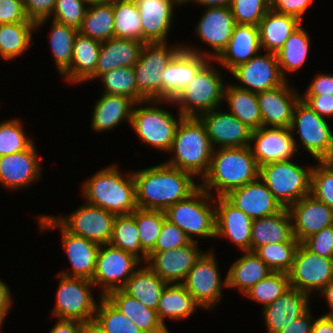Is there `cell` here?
<instances>
[{
	"label": "cell",
	"mask_w": 333,
	"mask_h": 333,
	"mask_svg": "<svg viewBox=\"0 0 333 333\" xmlns=\"http://www.w3.org/2000/svg\"><path fill=\"white\" fill-rule=\"evenodd\" d=\"M105 298L144 333H170L159 320L156 310L146 307L123 289L112 291Z\"/></svg>",
	"instance_id": "cell-34"
},
{
	"label": "cell",
	"mask_w": 333,
	"mask_h": 333,
	"mask_svg": "<svg viewBox=\"0 0 333 333\" xmlns=\"http://www.w3.org/2000/svg\"><path fill=\"white\" fill-rule=\"evenodd\" d=\"M216 200V201H215ZM215 205V237H225L240 250L251 251L252 219L225 197H217Z\"/></svg>",
	"instance_id": "cell-24"
},
{
	"label": "cell",
	"mask_w": 333,
	"mask_h": 333,
	"mask_svg": "<svg viewBox=\"0 0 333 333\" xmlns=\"http://www.w3.org/2000/svg\"><path fill=\"white\" fill-rule=\"evenodd\" d=\"M175 155L165 163L195 176L207 174L214 148L205 125L197 117H184L175 133L171 150Z\"/></svg>",
	"instance_id": "cell-4"
},
{
	"label": "cell",
	"mask_w": 333,
	"mask_h": 333,
	"mask_svg": "<svg viewBox=\"0 0 333 333\" xmlns=\"http://www.w3.org/2000/svg\"><path fill=\"white\" fill-rule=\"evenodd\" d=\"M33 22L28 19L24 5L15 0H0V24Z\"/></svg>",
	"instance_id": "cell-60"
},
{
	"label": "cell",
	"mask_w": 333,
	"mask_h": 333,
	"mask_svg": "<svg viewBox=\"0 0 333 333\" xmlns=\"http://www.w3.org/2000/svg\"><path fill=\"white\" fill-rule=\"evenodd\" d=\"M109 244L133 254L142 264L146 262L148 254L141 247L135 210L131 214L115 216Z\"/></svg>",
	"instance_id": "cell-44"
},
{
	"label": "cell",
	"mask_w": 333,
	"mask_h": 333,
	"mask_svg": "<svg viewBox=\"0 0 333 333\" xmlns=\"http://www.w3.org/2000/svg\"><path fill=\"white\" fill-rule=\"evenodd\" d=\"M57 320V324L51 328L49 333H80L81 321L68 319Z\"/></svg>",
	"instance_id": "cell-64"
},
{
	"label": "cell",
	"mask_w": 333,
	"mask_h": 333,
	"mask_svg": "<svg viewBox=\"0 0 333 333\" xmlns=\"http://www.w3.org/2000/svg\"><path fill=\"white\" fill-rule=\"evenodd\" d=\"M290 287L289 276L283 272H271L266 278L253 285L244 294L251 300L263 304V308L274 302Z\"/></svg>",
	"instance_id": "cell-51"
},
{
	"label": "cell",
	"mask_w": 333,
	"mask_h": 333,
	"mask_svg": "<svg viewBox=\"0 0 333 333\" xmlns=\"http://www.w3.org/2000/svg\"><path fill=\"white\" fill-rule=\"evenodd\" d=\"M143 42L134 39L112 37L101 43L95 73L88 79H95L115 68L134 67L139 60Z\"/></svg>",
	"instance_id": "cell-30"
},
{
	"label": "cell",
	"mask_w": 333,
	"mask_h": 333,
	"mask_svg": "<svg viewBox=\"0 0 333 333\" xmlns=\"http://www.w3.org/2000/svg\"><path fill=\"white\" fill-rule=\"evenodd\" d=\"M287 81L276 88L257 92L262 127L290 128L295 104L300 95Z\"/></svg>",
	"instance_id": "cell-23"
},
{
	"label": "cell",
	"mask_w": 333,
	"mask_h": 333,
	"mask_svg": "<svg viewBox=\"0 0 333 333\" xmlns=\"http://www.w3.org/2000/svg\"><path fill=\"white\" fill-rule=\"evenodd\" d=\"M132 174L136 182V204L139 209L165 211L186 199L200 186L191 173L165 162Z\"/></svg>",
	"instance_id": "cell-1"
},
{
	"label": "cell",
	"mask_w": 333,
	"mask_h": 333,
	"mask_svg": "<svg viewBox=\"0 0 333 333\" xmlns=\"http://www.w3.org/2000/svg\"><path fill=\"white\" fill-rule=\"evenodd\" d=\"M134 107L135 102L126 96L103 93L93 108L92 129L96 132L112 130L125 119L130 124Z\"/></svg>",
	"instance_id": "cell-33"
},
{
	"label": "cell",
	"mask_w": 333,
	"mask_h": 333,
	"mask_svg": "<svg viewBox=\"0 0 333 333\" xmlns=\"http://www.w3.org/2000/svg\"><path fill=\"white\" fill-rule=\"evenodd\" d=\"M15 1L21 2L23 5L25 3V0H15Z\"/></svg>",
	"instance_id": "cell-73"
},
{
	"label": "cell",
	"mask_w": 333,
	"mask_h": 333,
	"mask_svg": "<svg viewBox=\"0 0 333 333\" xmlns=\"http://www.w3.org/2000/svg\"><path fill=\"white\" fill-rule=\"evenodd\" d=\"M115 214L87 202L67 217L55 219L70 233L99 245L110 241Z\"/></svg>",
	"instance_id": "cell-17"
},
{
	"label": "cell",
	"mask_w": 333,
	"mask_h": 333,
	"mask_svg": "<svg viewBox=\"0 0 333 333\" xmlns=\"http://www.w3.org/2000/svg\"><path fill=\"white\" fill-rule=\"evenodd\" d=\"M209 60L172 100L179 105L183 117H199L201 114L220 107L223 102L225 84ZM216 69V70H215Z\"/></svg>",
	"instance_id": "cell-5"
},
{
	"label": "cell",
	"mask_w": 333,
	"mask_h": 333,
	"mask_svg": "<svg viewBox=\"0 0 333 333\" xmlns=\"http://www.w3.org/2000/svg\"><path fill=\"white\" fill-rule=\"evenodd\" d=\"M202 254L198 241H191L176 249L151 251L145 264L167 284H180Z\"/></svg>",
	"instance_id": "cell-19"
},
{
	"label": "cell",
	"mask_w": 333,
	"mask_h": 333,
	"mask_svg": "<svg viewBox=\"0 0 333 333\" xmlns=\"http://www.w3.org/2000/svg\"><path fill=\"white\" fill-rule=\"evenodd\" d=\"M140 264L141 261L131 253L109 243L100 245L91 281L94 286L102 288L99 295L105 297L112 291L123 289Z\"/></svg>",
	"instance_id": "cell-12"
},
{
	"label": "cell",
	"mask_w": 333,
	"mask_h": 333,
	"mask_svg": "<svg viewBox=\"0 0 333 333\" xmlns=\"http://www.w3.org/2000/svg\"><path fill=\"white\" fill-rule=\"evenodd\" d=\"M280 242H298L294 237L292 220L287 208L252 221V252L260 246Z\"/></svg>",
	"instance_id": "cell-32"
},
{
	"label": "cell",
	"mask_w": 333,
	"mask_h": 333,
	"mask_svg": "<svg viewBox=\"0 0 333 333\" xmlns=\"http://www.w3.org/2000/svg\"><path fill=\"white\" fill-rule=\"evenodd\" d=\"M55 4L56 0H25V13L29 20L36 23V30L50 18Z\"/></svg>",
	"instance_id": "cell-58"
},
{
	"label": "cell",
	"mask_w": 333,
	"mask_h": 333,
	"mask_svg": "<svg viewBox=\"0 0 333 333\" xmlns=\"http://www.w3.org/2000/svg\"><path fill=\"white\" fill-rule=\"evenodd\" d=\"M220 276L214 253L207 251L196 261L181 284L201 307L213 310L221 300L222 285L227 286V278L222 282Z\"/></svg>",
	"instance_id": "cell-13"
},
{
	"label": "cell",
	"mask_w": 333,
	"mask_h": 333,
	"mask_svg": "<svg viewBox=\"0 0 333 333\" xmlns=\"http://www.w3.org/2000/svg\"><path fill=\"white\" fill-rule=\"evenodd\" d=\"M290 128L261 127L252 131L250 149L259 167L285 160H292L298 152L297 142ZM254 144V147H253Z\"/></svg>",
	"instance_id": "cell-20"
},
{
	"label": "cell",
	"mask_w": 333,
	"mask_h": 333,
	"mask_svg": "<svg viewBox=\"0 0 333 333\" xmlns=\"http://www.w3.org/2000/svg\"><path fill=\"white\" fill-rule=\"evenodd\" d=\"M98 78L104 84L103 93L126 96L135 103L146 100L137 90L134 67L115 68Z\"/></svg>",
	"instance_id": "cell-47"
},
{
	"label": "cell",
	"mask_w": 333,
	"mask_h": 333,
	"mask_svg": "<svg viewBox=\"0 0 333 333\" xmlns=\"http://www.w3.org/2000/svg\"><path fill=\"white\" fill-rule=\"evenodd\" d=\"M229 268L226 278L228 288H237L243 295L253 285L266 278L272 271L255 252L245 251Z\"/></svg>",
	"instance_id": "cell-37"
},
{
	"label": "cell",
	"mask_w": 333,
	"mask_h": 333,
	"mask_svg": "<svg viewBox=\"0 0 333 333\" xmlns=\"http://www.w3.org/2000/svg\"><path fill=\"white\" fill-rule=\"evenodd\" d=\"M311 333H333V315H322L315 319Z\"/></svg>",
	"instance_id": "cell-66"
},
{
	"label": "cell",
	"mask_w": 333,
	"mask_h": 333,
	"mask_svg": "<svg viewBox=\"0 0 333 333\" xmlns=\"http://www.w3.org/2000/svg\"><path fill=\"white\" fill-rule=\"evenodd\" d=\"M147 102L154 105L142 107ZM162 102L173 104V101L169 99L144 100L135 103L136 108H133L130 125L142 142L150 144L160 151L169 152L173 144L176 129L184 117L179 113V119H175L167 110L165 111V109L155 106L159 103L162 104Z\"/></svg>",
	"instance_id": "cell-6"
},
{
	"label": "cell",
	"mask_w": 333,
	"mask_h": 333,
	"mask_svg": "<svg viewBox=\"0 0 333 333\" xmlns=\"http://www.w3.org/2000/svg\"><path fill=\"white\" fill-rule=\"evenodd\" d=\"M34 143L26 150L0 157V183L11 190L28 187L41 174Z\"/></svg>",
	"instance_id": "cell-26"
},
{
	"label": "cell",
	"mask_w": 333,
	"mask_h": 333,
	"mask_svg": "<svg viewBox=\"0 0 333 333\" xmlns=\"http://www.w3.org/2000/svg\"><path fill=\"white\" fill-rule=\"evenodd\" d=\"M12 296L8 286L0 280V317L5 319L11 308Z\"/></svg>",
	"instance_id": "cell-65"
},
{
	"label": "cell",
	"mask_w": 333,
	"mask_h": 333,
	"mask_svg": "<svg viewBox=\"0 0 333 333\" xmlns=\"http://www.w3.org/2000/svg\"><path fill=\"white\" fill-rule=\"evenodd\" d=\"M213 152L207 174L199 184L206 192L217 190V197L259 178L260 167L249 146L218 148Z\"/></svg>",
	"instance_id": "cell-2"
},
{
	"label": "cell",
	"mask_w": 333,
	"mask_h": 333,
	"mask_svg": "<svg viewBox=\"0 0 333 333\" xmlns=\"http://www.w3.org/2000/svg\"><path fill=\"white\" fill-rule=\"evenodd\" d=\"M287 209L291 216L294 237L299 243L333 225V208L312 194L304 196Z\"/></svg>",
	"instance_id": "cell-22"
},
{
	"label": "cell",
	"mask_w": 333,
	"mask_h": 333,
	"mask_svg": "<svg viewBox=\"0 0 333 333\" xmlns=\"http://www.w3.org/2000/svg\"><path fill=\"white\" fill-rule=\"evenodd\" d=\"M208 61V58L182 48L162 71V100H173Z\"/></svg>",
	"instance_id": "cell-28"
},
{
	"label": "cell",
	"mask_w": 333,
	"mask_h": 333,
	"mask_svg": "<svg viewBox=\"0 0 333 333\" xmlns=\"http://www.w3.org/2000/svg\"><path fill=\"white\" fill-rule=\"evenodd\" d=\"M205 125L207 135L214 149L250 146L252 129L243 124L230 112L218 108L201 114L198 117Z\"/></svg>",
	"instance_id": "cell-21"
},
{
	"label": "cell",
	"mask_w": 333,
	"mask_h": 333,
	"mask_svg": "<svg viewBox=\"0 0 333 333\" xmlns=\"http://www.w3.org/2000/svg\"><path fill=\"white\" fill-rule=\"evenodd\" d=\"M300 98L319 116L325 118L333 116V96L300 95Z\"/></svg>",
	"instance_id": "cell-61"
},
{
	"label": "cell",
	"mask_w": 333,
	"mask_h": 333,
	"mask_svg": "<svg viewBox=\"0 0 333 333\" xmlns=\"http://www.w3.org/2000/svg\"><path fill=\"white\" fill-rule=\"evenodd\" d=\"M116 165L101 169L84 182L82 194L86 202L115 215L131 214L137 209L136 182L132 172L126 177Z\"/></svg>",
	"instance_id": "cell-3"
},
{
	"label": "cell",
	"mask_w": 333,
	"mask_h": 333,
	"mask_svg": "<svg viewBox=\"0 0 333 333\" xmlns=\"http://www.w3.org/2000/svg\"><path fill=\"white\" fill-rule=\"evenodd\" d=\"M315 319L312 317L310 309L294 319L286 328L277 333H311Z\"/></svg>",
	"instance_id": "cell-63"
},
{
	"label": "cell",
	"mask_w": 333,
	"mask_h": 333,
	"mask_svg": "<svg viewBox=\"0 0 333 333\" xmlns=\"http://www.w3.org/2000/svg\"><path fill=\"white\" fill-rule=\"evenodd\" d=\"M299 242H280L258 247L254 252L272 272L289 273Z\"/></svg>",
	"instance_id": "cell-48"
},
{
	"label": "cell",
	"mask_w": 333,
	"mask_h": 333,
	"mask_svg": "<svg viewBox=\"0 0 333 333\" xmlns=\"http://www.w3.org/2000/svg\"><path fill=\"white\" fill-rule=\"evenodd\" d=\"M114 37L142 42V27L134 0H113Z\"/></svg>",
	"instance_id": "cell-45"
},
{
	"label": "cell",
	"mask_w": 333,
	"mask_h": 333,
	"mask_svg": "<svg viewBox=\"0 0 333 333\" xmlns=\"http://www.w3.org/2000/svg\"><path fill=\"white\" fill-rule=\"evenodd\" d=\"M197 307L201 306L181 283H171L164 287L156 311L159 320L167 328L164 323L166 318L179 321L191 317Z\"/></svg>",
	"instance_id": "cell-38"
},
{
	"label": "cell",
	"mask_w": 333,
	"mask_h": 333,
	"mask_svg": "<svg viewBox=\"0 0 333 333\" xmlns=\"http://www.w3.org/2000/svg\"><path fill=\"white\" fill-rule=\"evenodd\" d=\"M260 50L258 26L236 24L226 49L215 61L231 72L238 65L258 55Z\"/></svg>",
	"instance_id": "cell-31"
},
{
	"label": "cell",
	"mask_w": 333,
	"mask_h": 333,
	"mask_svg": "<svg viewBox=\"0 0 333 333\" xmlns=\"http://www.w3.org/2000/svg\"><path fill=\"white\" fill-rule=\"evenodd\" d=\"M235 25L229 6L206 8L196 25L195 31L197 37L214 50L213 53L203 52L191 45L182 44L183 49L214 61L226 49Z\"/></svg>",
	"instance_id": "cell-15"
},
{
	"label": "cell",
	"mask_w": 333,
	"mask_h": 333,
	"mask_svg": "<svg viewBox=\"0 0 333 333\" xmlns=\"http://www.w3.org/2000/svg\"><path fill=\"white\" fill-rule=\"evenodd\" d=\"M165 219L166 215L163 210L135 209V221L139 232V240L142 249L147 254L155 248Z\"/></svg>",
	"instance_id": "cell-50"
},
{
	"label": "cell",
	"mask_w": 333,
	"mask_h": 333,
	"mask_svg": "<svg viewBox=\"0 0 333 333\" xmlns=\"http://www.w3.org/2000/svg\"><path fill=\"white\" fill-rule=\"evenodd\" d=\"M88 4L85 0H56L52 20L79 29Z\"/></svg>",
	"instance_id": "cell-55"
},
{
	"label": "cell",
	"mask_w": 333,
	"mask_h": 333,
	"mask_svg": "<svg viewBox=\"0 0 333 333\" xmlns=\"http://www.w3.org/2000/svg\"><path fill=\"white\" fill-rule=\"evenodd\" d=\"M230 73L242 83L236 87L256 93L279 87L287 81L280 71L276 54L271 52L254 56Z\"/></svg>",
	"instance_id": "cell-18"
},
{
	"label": "cell",
	"mask_w": 333,
	"mask_h": 333,
	"mask_svg": "<svg viewBox=\"0 0 333 333\" xmlns=\"http://www.w3.org/2000/svg\"><path fill=\"white\" fill-rule=\"evenodd\" d=\"M191 242L186 233L177 225L165 219L155 248L152 251H165L186 246Z\"/></svg>",
	"instance_id": "cell-56"
},
{
	"label": "cell",
	"mask_w": 333,
	"mask_h": 333,
	"mask_svg": "<svg viewBox=\"0 0 333 333\" xmlns=\"http://www.w3.org/2000/svg\"><path fill=\"white\" fill-rule=\"evenodd\" d=\"M310 49V38L300 25L285 41L284 46L276 53L280 71L286 79L287 72L299 71L307 60ZM287 71V72H286Z\"/></svg>",
	"instance_id": "cell-43"
},
{
	"label": "cell",
	"mask_w": 333,
	"mask_h": 333,
	"mask_svg": "<svg viewBox=\"0 0 333 333\" xmlns=\"http://www.w3.org/2000/svg\"><path fill=\"white\" fill-rule=\"evenodd\" d=\"M140 14L142 42H166L176 0H134Z\"/></svg>",
	"instance_id": "cell-27"
},
{
	"label": "cell",
	"mask_w": 333,
	"mask_h": 333,
	"mask_svg": "<svg viewBox=\"0 0 333 333\" xmlns=\"http://www.w3.org/2000/svg\"><path fill=\"white\" fill-rule=\"evenodd\" d=\"M78 32L100 42L114 37L113 0L89 3Z\"/></svg>",
	"instance_id": "cell-39"
},
{
	"label": "cell",
	"mask_w": 333,
	"mask_h": 333,
	"mask_svg": "<svg viewBox=\"0 0 333 333\" xmlns=\"http://www.w3.org/2000/svg\"><path fill=\"white\" fill-rule=\"evenodd\" d=\"M36 30L35 22L0 24V55L5 60L21 56L28 50L32 41V32Z\"/></svg>",
	"instance_id": "cell-42"
},
{
	"label": "cell",
	"mask_w": 333,
	"mask_h": 333,
	"mask_svg": "<svg viewBox=\"0 0 333 333\" xmlns=\"http://www.w3.org/2000/svg\"><path fill=\"white\" fill-rule=\"evenodd\" d=\"M167 42H146L134 65L138 92L146 100H162V71L183 45L167 46Z\"/></svg>",
	"instance_id": "cell-10"
},
{
	"label": "cell",
	"mask_w": 333,
	"mask_h": 333,
	"mask_svg": "<svg viewBox=\"0 0 333 333\" xmlns=\"http://www.w3.org/2000/svg\"><path fill=\"white\" fill-rule=\"evenodd\" d=\"M50 32L49 42L54 63L59 70L58 72L63 75L70 68L72 62L73 43L78 29L53 20Z\"/></svg>",
	"instance_id": "cell-46"
},
{
	"label": "cell",
	"mask_w": 333,
	"mask_h": 333,
	"mask_svg": "<svg viewBox=\"0 0 333 333\" xmlns=\"http://www.w3.org/2000/svg\"><path fill=\"white\" fill-rule=\"evenodd\" d=\"M212 195L199 186L186 199L168 207L164 211L166 219L182 229L191 241L197 242L193 235L216 238L215 206L213 201L210 202L214 197Z\"/></svg>",
	"instance_id": "cell-8"
},
{
	"label": "cell",
	"mask_w": 333,
	"mask_h": 333,
	"mask_svg": "<svg viewBox=\"0 0 333 333\" xmlns=\"http://www.w3.org/2000/svg\"><path fill=\"white\" fill-rule=\"evenodd\" d=\"M59 286L53 316L58 319L90 321L95 318L97 303L92 295L94 284L85 278L67 277L58 273Z\"/></svg>",
	"instance_id": "cell-11"
},
{
	"label": "cell",
	"mask_w": 333,
	"mask_h": 333,
	"mask_svg": "<svg viewBox=\"0 0 333 333\" xmlns=\"http://www.w3.org/2000/svg\"><path fill=\"white\" fill-rule=\"evenodd\" d=\"M87 3H93V2H96V1H99V0H85Z\"/></svg>",
	"instance_id": "cell-72"
},
{
	"label": "cell",
	"mask_w": 333,
	"mask_h": 333,
	"mask_svg": "<svg viewBox=\"0 0 333 333\" xmlns=\"http://www.w3.org/2000/svg\"><path fill=\"white\" fill-rule=\"evenodd\" d=\"M94 319L105 333H144L105 297L100 296Z\"/></svg>",
	"instance_id": "cell-49"
},
{
	"label": "cell",
	"mask_w": 333,
	"mask_h": 333,
	"mask_svg": "<svg viewBox=\"0 0 333 333\" xmlns=\"http://www.w3.org/2000/svg\"><path fill=\"white\" fill-rule=\"evenodd\" d=\"M290 160L260 166L259 178L272 192L283 208H288L304 196L311 194V172Z\"/></svg>",
	"instance_id": "cell-7"
},
{
	"label": "cell",
	"mask_w": 333,
	"mask_h": 333,
	"mask_svg": "<svg viewBox=\"0 0 333 333\" xmlns=\"http://www.w3.org/2000/svg\"><path fill=\"white\" fill-rule=\"evenodd\" d=\"M80 333H105L95 319L81 323Z\"/></svg>",
	"instance_id": "cell-67"
},
{
	"label": "cell",
	"mask_w": 333,
	"mask_h": 333,
	"mask_svg": "<svg viewBox=\"0 0 333 333\" xmlns=\"http://www.w3.org/2000/svg\"><path fill=\"white\" fill-rule=\"evenodd\" d=\"M302 25L301 21L291 15L279 14L271 9L264 15L259 23V37L261 50L276 54L288 37L296 28Z\"/></svg>",
	"instance_id": "cell-36"
},
{
	"label": "cell",
	"mask_w": 333,
	"mask_h": 333,
	"mask_svg": "<svg viewBox=\"0 0 333 333\" xmlns=\"http://www.w3.org/2000/svg\"><path fill=\"white\" fill-rule=\"evenodd\" d=\"M180 5L181 4H187L188 2H190L191 0H176Z\"/></svg>",
	"instance_id": "cell-70"
},
{
	"label": "cell",
	"mask_w": 333,
	"mask_h": 333,
	"mask_svg": "<svg viewBox=\"0 0 333 333\" xmlns=\"http://www.w3.org/2000/svg\"><path fill=\"white\" fill-rule=\"evenodd\" d=\"M41 230L52 228L61 229L62 245L71 262V272L62 271L59 274L67 277L85 278L92 280L96 269V260L100 245L82 236L68 232L55 217L39 215L38 220Z\"/></svg>",
	"instance_id": "cell-14"
},
{
	"label": "cell",
	"mask_w": 333,
	"mask_h": 333,
	"mask_svg": "<svg viewBox=\"0 0 333 333\" xmlns=\"http://www.w3.org/2000/svg\"><path fill=\"white\" fill-rule=\"evenodd\" d=\"M167 283L155 274L147 265L139 266L129 278L123 290L144 304L156 310L164 287Z\"/></svg>",
	"instance_id": "cell-41"
},
{
	"label": "cell",
	"mask_w": 333,
	"mask_h": 333,
	"mask_svg": "<svg viewBox=\"0 0 333 333\" xmlns=\"http://www.w3.org/2000/svg\"><path fill=\"white\" fill-rule=\"evenodd\" d=\"M313 0H270L271 10L279 14L291 15L302 22Z\"/></svg>",
	"instance_id": "cell-59"
},
{
	"label": "cell",
	"mask_w": 333,
	"mask_h": 333,
	"mask_svg": "<svg viewBox=\"0 0 333 333\" xmlns=\"http://www.w3.org/2000/svg\"><path fill=\"white\" fill-rule=\"evenodd\" d=\"M291 132L298 133L303 149L317 161L333 160V130L326 118L319 116L301 98L293 110Z\"/></svg>",
	"instance_id": "cell-9"
},
{
	"label": "cell",
	"mask_w": 333,
	"mask_h": 333,
	"mask_svg": "<svg viewBox=\"0 0 333 333\" xmlns=\"http://www.w3.org/2000/svg\"><path fill=\"white\" fill-rule=\"evenodd\" d=\"M34 142L24 133L21 120L0 122V157L28 149Z\"/></svg>",
	"instance_id": "cell-52"
},
{
	"label": "cell",
	"mask_w": 333,
	"mask_h": 333,
	"mask_svg": "<svg viewBox=\"0 0 333 333\" xmlns=\"http://www.w3.org/2000/svg\"><path fill=\"white\" fill-rule=\"evenodd\" d=\"M309 306V295L290 286L262 309L267 333H277L286 328L294 319L306 313Z\"/></svg>",
	"instance_id": "cell-29"
},
{
	"label": "cell",
	"mask_w": 333,
	"mask_h": 333,
	"mask_svg": "<svg viewBox=\"0 0 333 333\" xmlns=\"http://www.w3.org/2000/svg\"><path fill=\"white\" fill-rule=\"evenodd\" d=\"M224 197L252 220L276 214L283 209L260 178L230 191Z\"/></svg>",
	"instance_id": "cell-25"
},
{
	"label": "cell",
	"mask_w": 333,
	"mask_h": 333,
	"mask_svg": "<svg viewBox=\"0 0 333 333\" xmlns=\"http://www.w3.org/2000/svg\"><path fill=\"white\" fill-rule=\"evenodd\" d=\"M192 1L196 4L207 6V8H211V7L229 6L232 0H191L190 2Z\"/></svg>",
	"instance_id": "cell-69"
},
{
	"label": "cell",
	"mask_w": 333,
	"mask_h": 333,
	"mask_svg": "<svg viewBox=\"0 0 333 333\" xmlns=\"http://www.w3.org/2000/svg\"><path fill=\"white\" fill-rule=\"evenodd\" d=\"M229 7L236 24L259 26L271 4L270 0H232Z\"/></svg>",
	"instance_id": "cell-54"
},
{
	"label": "cell",
	"mask_w": 333,
	"mask_h": 333,
	"mask_svg": "<svg viewBox=\"0 0 333 333\" xmlns=\"http://www.w3.org/2000/svg\"><path fill=\"white\" fill-rule=\"evenodd\" d=\"M321 295L326 297V301L330 310L326 315H333V279L322 289Z\"/></svg>",
	"instance_id": "cell-68"
},
{
	"label": "cell",
	"mask_w": 333,
	"mask_h": 333,
	"mask_svg": "<svg viewBox=\"0 0 333 333\" xmlns=\"http://www.w3.org/2000/svg\"><path fill=\"white\" fill-rule=\"evenodd\" d=\"M3 322H4V319L0 317V331H1V327H2Z\"/></svg>",
	"instance_id": "cell-71"
},
{
	"label": "cell",
	"mask_w": 333,
	"mask_h": 333,
	"mask_svg": "<svg viewBox=\"0 0 333 333\" xmlns=\"http://www.w3.org/2000/svg\"><path fill=\"white\" fill-rule=\"evenodd\" d=\"M302 244L319 256L333 258V225L311 235Z\"/></svg>",
	"instance_id": "cell-57"
},
{
	"label": "cell",
	"mask_w": 333,
	"mask_h": 333,
	"mask_svg": "<svg viewBox=\"0 0 333 333\" xmlns=\"http://www.w3.org/2000/svg\"><path fill=\"white\" fill-rule=\"evenodd\" d=\"M101 43L80 32L75 36L70 68L62 75L69 83H81L95 73Z\"/></svg>",
	"instance_id": "cell-35"
},
{
	"label": "cell",
	"mask_w": 333,
	"mask_h": 333,
	"mask_svg": "<svg viewBox=\"0 0 333 333\" xmlns=\"http://www.w3.org/2000/svg\"><path fill=\"white\" fill-rule=\"evenodd\" d=\"M304 95L333 96V74L319 73L312 80Z\"/></svg>",
	"instance_id": "cell-62"
},
{
	"label": "cell",
	"mask_w": 333,
	"mask_h": 333,
	"mask_svg": "<svg viewBox=\"0 0 333 333\" xmlns=\"http://www.w3.org/2000/svg\"><path fill=\"white\" fill-rule=\"evenodd\" d=\"M288 276L291 287L308 295L320 293L333 279V258L319 256L300 243Z\"/></svg>",
	"instance_id": "cell-16"
},
{
	"label": "cell",
	"mask_w": 333,
	"mask_h": 333,
	"mask_svg": "<svg viewBox=\"0 0 333 333\" xmlns=\"http://www.w3.org/2000/svg\"><path fill=\"white\" fill-rule=\"evenodd\" d=\"M223 99L228 103L230 113L243 124L252 130L262 127L261 111L256 92L240 89L235 84H228L224 88Z\"/></svg>",
	"instance_id": "cell-40"
},
{
	"label": "cell",
	"mask_w": 333,
	"mask_h": 333,
	"mask_svg": "<svg viewBox=\"0 0 333 333\" xmlns=\"http://www.w3.org/2000/svg\"><path fill=\"white\" fill-rule=\"evenodd\" d=\"M311 194L333 208V160L318 161L311 172Z\"/></svg>",
	"instance_id": "cell-53"
}]
</instances>
